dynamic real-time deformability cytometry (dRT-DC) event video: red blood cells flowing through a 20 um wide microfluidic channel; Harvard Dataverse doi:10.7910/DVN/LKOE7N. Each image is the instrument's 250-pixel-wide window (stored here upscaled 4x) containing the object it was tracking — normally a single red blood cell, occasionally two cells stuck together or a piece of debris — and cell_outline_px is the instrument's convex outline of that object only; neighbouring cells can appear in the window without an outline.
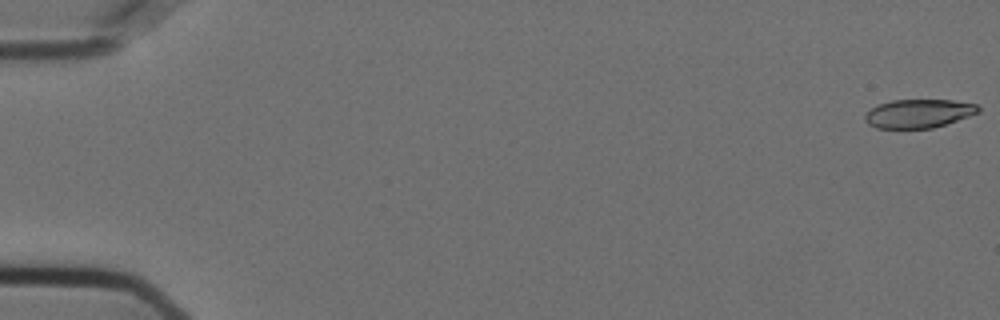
{"species": "Egyptian fruit bat (a non-hibernating species)", "species_latin": "Rousettus aegyptiacus", "temperature_condition": "cold", "stored_images_in_passage": 8, "camera_frame_rate_fps": 3000, "um_per_image_px": 0.085, "animal": {"sex": "female"}, "frame": {"image": 1, "passage_image": 1, "time_ms": 0.0, "image_size_px": [1000, 320], "cell_outline_px": [[980, 112], [932, 128], [876, 128], [868, 124], [864, 120], [864, 116], [876, 104], [892, 100], [952, 100], [976, 104], [980, 108]], "centroid_in_image_um": [78.05, 9.64], "position_along_channel_um": 7.0, "area_um2": 18.79}}